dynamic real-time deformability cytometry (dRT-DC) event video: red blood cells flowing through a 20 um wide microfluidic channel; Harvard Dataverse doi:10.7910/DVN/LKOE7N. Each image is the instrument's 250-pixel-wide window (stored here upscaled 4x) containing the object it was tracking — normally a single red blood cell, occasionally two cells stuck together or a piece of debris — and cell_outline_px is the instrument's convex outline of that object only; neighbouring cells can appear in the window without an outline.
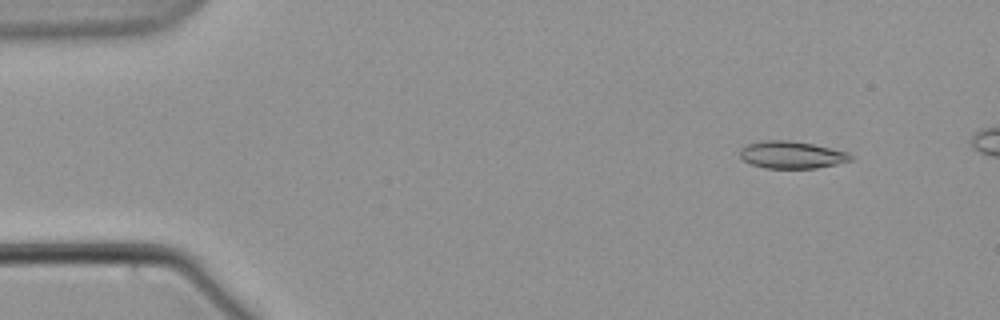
{"species": "common noctule bat (a hibernating species)", "species_latin": "Nyctalus noctula", "temperature_condition": "warm", "stored_images_in_passage": 6, "camera_frame_rate_fps": 3000, "um_per_image_px": 0.085, "animal": {"sex": "male", "body_mass_g": 21.5, "forearm_length_mm": 52.0}, "frame": {"image": 1, "passage_image": 2, "time_ms": 1.333, "image_size_px": [1000, 320], "cell_outline_px": [[852, 160], [836, 164], [816, 168], [764, 168], [752, 164], [744, 160], [740, 156], [740, 148], [748, 144], [764, 140], [792, 140], [812, 144], [848, 152], [852, 156]], "centroid_in_image_um": [67.28, 13.16], "position_along_channel_um": 17.7, "area_um2": 17.51}}